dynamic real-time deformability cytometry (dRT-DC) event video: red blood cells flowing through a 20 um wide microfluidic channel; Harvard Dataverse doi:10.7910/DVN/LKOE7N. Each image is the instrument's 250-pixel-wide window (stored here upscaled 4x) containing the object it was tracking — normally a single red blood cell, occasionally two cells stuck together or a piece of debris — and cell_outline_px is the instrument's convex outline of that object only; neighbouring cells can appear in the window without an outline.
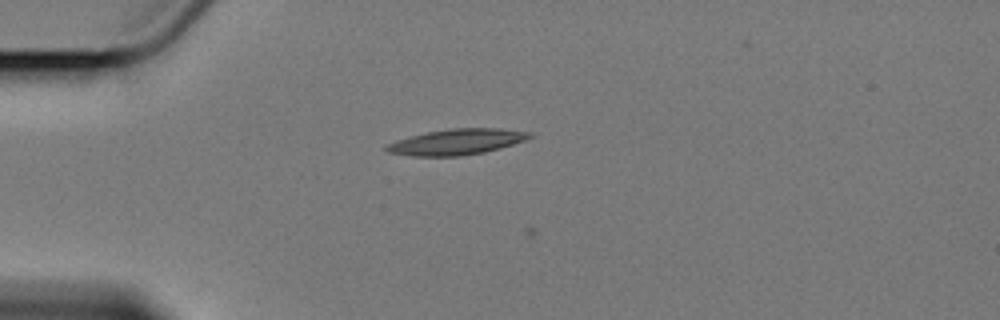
{"species": "Egyptian fruit bat (a non-hibernating species)", "species_latin": "Rousettus aegyptiacus", "temperature_condition": "cold", "stored_images_in_passage": 5, "camera_frame_rate_fps": 3000, "um_per_image_px": 0.085, "animal": {"sex": "female"}, "frame": {"image": 1, "passage_image": 3, "time_ms": 2.333, "image_size_px": [1000, 320], "cell_outline_px": [[532, 136], [524, 140], [512, 144], [484, 152], [460, 156], [412, 156], [388, 152], [384, 148], [388, 144], [396, 140], [428, 132], [452, 128], [496, 128], [528, 132]], "centroid_in_image_um": [38.78, 12.06], "position_along_channel_um": 46.2, "area_um2": 21.04}}